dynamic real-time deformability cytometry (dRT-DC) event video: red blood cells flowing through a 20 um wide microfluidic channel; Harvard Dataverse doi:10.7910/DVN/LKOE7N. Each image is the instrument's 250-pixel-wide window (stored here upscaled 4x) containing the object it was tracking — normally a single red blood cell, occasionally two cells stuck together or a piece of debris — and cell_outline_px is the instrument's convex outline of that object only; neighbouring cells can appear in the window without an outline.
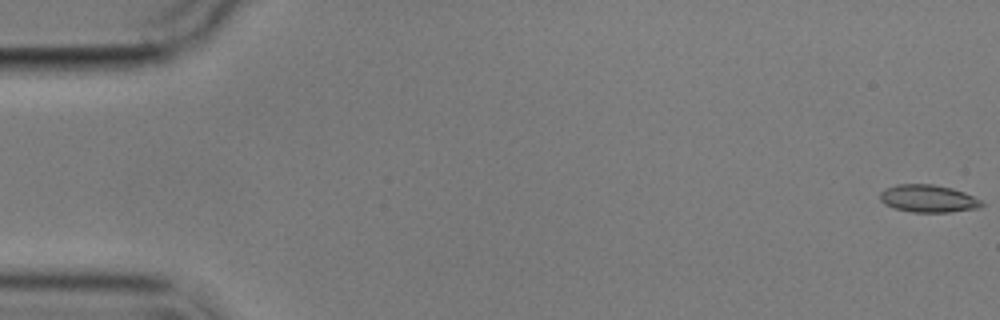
{"species": "common noctule bat (a hibernating species)", "species_latin": "Nyctalus noctula", "temperature_condition": "cold", "stored_images_in_passage": 7, "camera_frame_rate_fps": 3000, "um_per_image_px": 0.085, "animal": {"sex": "male", "body_mass_g": 17.9}, "frame": {"image": 1, "passage_image": 1, "time_ms": 0.0, "image_size_px": [1000, 320], "cell_outline_px": [[984, 204], [980, 208], [948, 212], [912, 212], [892, 208], [884, 204], [880, 200], [880, 192], [884, 188], [896, 184], [932, 184], [952, 188], [964, 192], [980, 200]], "centroid_in_image_um": [78.85, 16.88], "position_along_channel_um": 6.1, "area_um2": 16.42}}
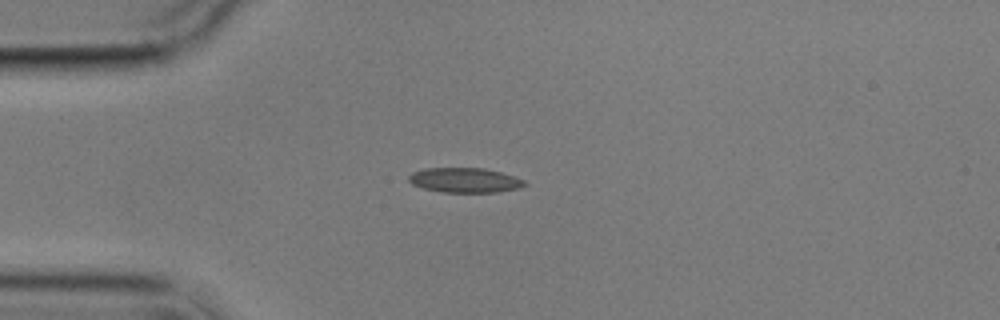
{"frame": {"image": 2, "passage_image": 5, "time_ms": 4.667, "image_size_px": [1000, 320], "cell_outline_px": [[528, 184], [520, 188], [496, 192], [440, 192], [424, 188], [412, 184], [408, 180], [408, 176], [412, 172], [424, 168], [484, 168], [500, 172], [524, 180]], "centroid_in_image_um": [39.49, 15.31], "position_along_channel_um": 45.5, "area_um2": 16.7}}
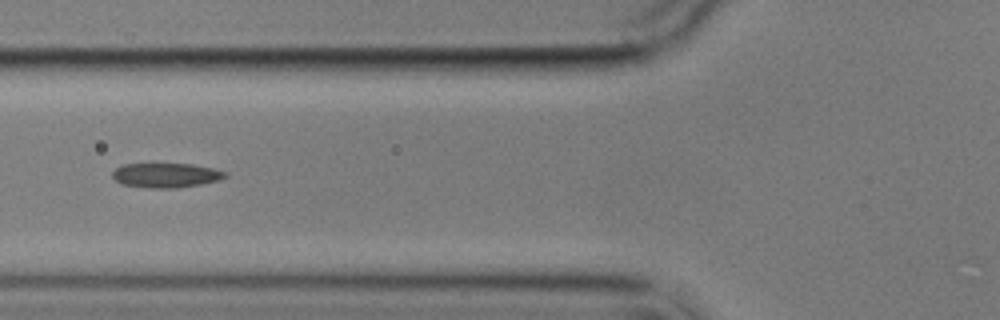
{"frame": {"image": 3, "passage_image": 7, "time_ms": 7.0, "image_size_px": [1000, 320], "cell_outline_px": [[228, 176], [220, 180], [200, 184], [176, 188], [152, 188], [124, 184], [116, 180], [112, 176], [112, 172], [116, 168], [124, 164], [192, 164], [216, 168], [228, 172]], "centroid_in_image_um": [14.18, 14.89], "position_along_channel_um": 111.6, "area_um2": 16.13}}